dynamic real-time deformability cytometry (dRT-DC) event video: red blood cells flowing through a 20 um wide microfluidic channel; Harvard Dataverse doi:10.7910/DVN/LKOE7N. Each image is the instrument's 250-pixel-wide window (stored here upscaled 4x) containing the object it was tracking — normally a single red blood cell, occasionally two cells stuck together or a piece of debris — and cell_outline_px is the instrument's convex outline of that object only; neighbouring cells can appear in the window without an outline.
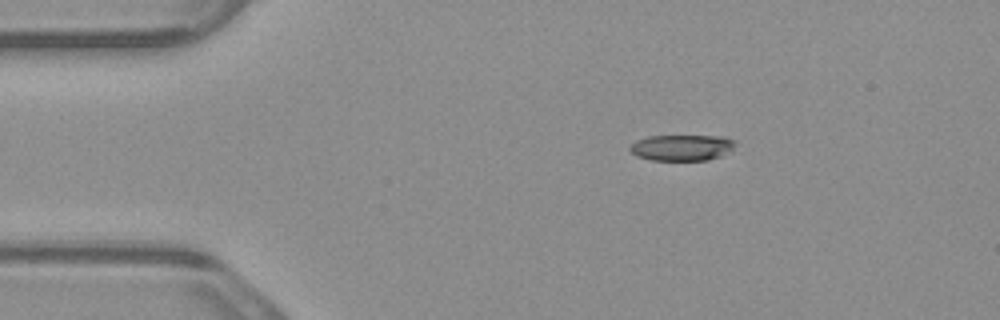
{"species": "common noctule bat (a hibernating species)", "species_latin": "Nyctalus noctula", "temperature_condition": "warm", "stored_images_in_passage": 7, "camera_frame_rate_fps": 3000, "um_per_image_px": 0.085, "animal": {"sex": "male", "body_mass_g": 23.1, "forearm_length_mm": 52.7}, "frame": {"image": 1, "passage_image": 1, "time_ms": 0.0, "image_size_px": [1000, 320], "cell_outline_px": [[736, 144], [732, 148], [720, 156], [708, 160], [652, 160], [636, 156], [628, 148], [636, 140], [648, 136], [724, 136], [736, 140]], "centroid_in_image_um": [57.95, 12.54], "position_along_channel_um": 27.0, "area_um2": 15.95}}
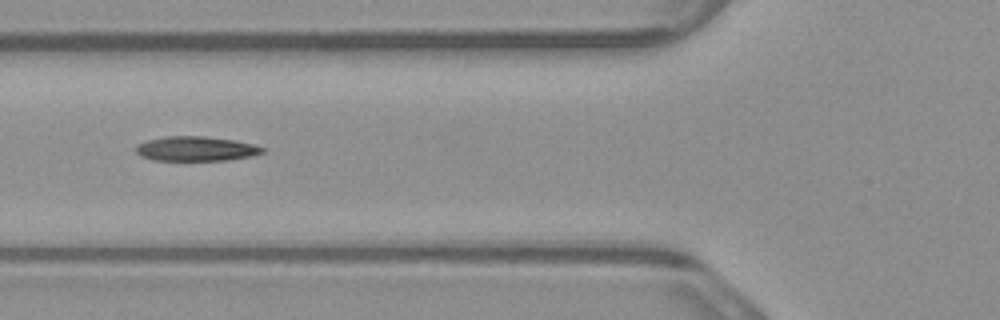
{"frame": {"image": 2, "passage_image": 4, "time_ms": 1.0, "image_size_px": [1000, 320], "cell_outline_px": [[264, 152], [252, 156], [228, 160], [152, 160], [140, 156], [136, 152], [136, 144], [148, 140], [164, 136], [204, 136], [236, 140], [252, 144], [264, 148]], "centroid_in_image_um": [16.64, 12.64], "position_along_channel_um": 109.2, "area_um2": 18.21}}
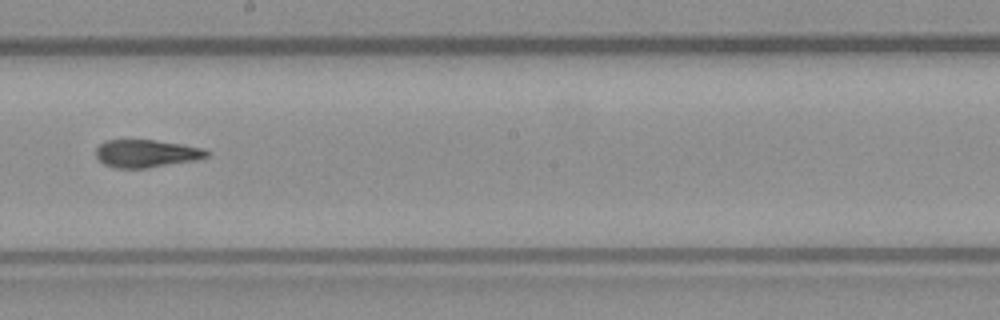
{"frame": {"image": 3, "passage_image": 7, "time_ms": 2.0, "image_size_px": [1000, 320], "cell_outline_px": [[208, 156], [196, 160], [148, 168], [112, 168], [104, 164], [96, 156], [96, 148], [104, 140], [156, 140], [204, 148], [208, 152]], "centroid_in_image_um": [12.42, 13.05], "position_along_channel_um": 235.8, "area_um2": 17.92}}